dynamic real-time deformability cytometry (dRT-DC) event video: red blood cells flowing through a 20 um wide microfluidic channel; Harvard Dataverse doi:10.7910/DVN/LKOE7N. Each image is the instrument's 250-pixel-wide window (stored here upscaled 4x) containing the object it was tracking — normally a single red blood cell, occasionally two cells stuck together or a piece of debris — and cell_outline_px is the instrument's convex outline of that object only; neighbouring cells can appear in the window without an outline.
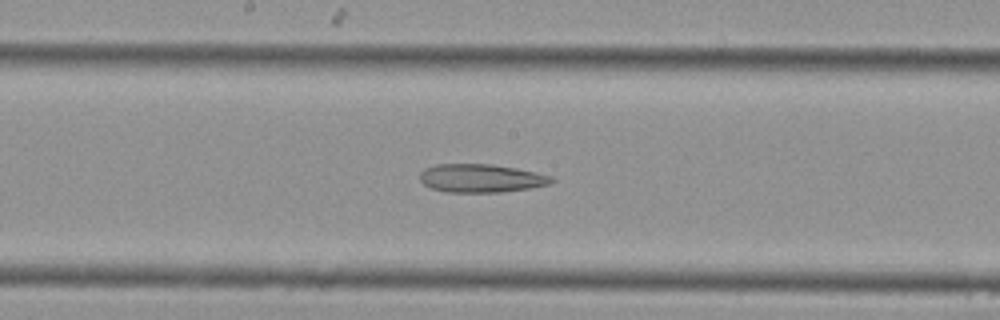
{"species": "Egyptian fruit bat (a non-hibernating species)", "species_latin": "Rousettus aegyptiacus", "temperature_condition": "cold", "stored_images_in_passage": 16, "camera_frame_rate_fps": 3000, "um_per_image_px": 0.085, "animal": {"sex": "female"}, "frame": {"image": 1, "passage_image": 12, "time_ms": 3.667, "image_size_px": [1000, 320], "cell_outline_px": [[556, 180], [552, 184], [532, 188], [500, 192], [448, 192], [432, 188], [424, 184], [420, 180], [420, 172], [424, 168], [436, 164], [492, 164], [516, 168], [536, 172], [552, 176]], "centroid_in_image_um": [40.93, 15.15], "position_along_channel_um": 207.3, "area_um2": 21.91}}
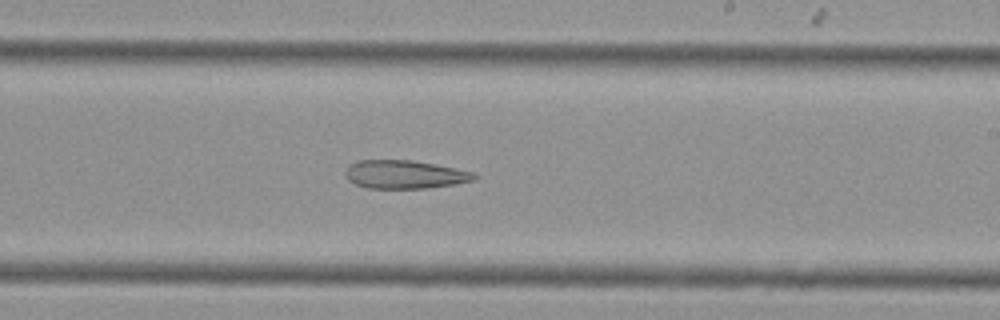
{"frame": {"image": 2, "passage_image": 14, "time_ms": 4.333, "image_size_px": [1000, 320], "cell_outline_px": [[480, 176], [472, 180], [456, 184], [428, 188], [368, 188], [356, 184], [348, 180], [344, 176], [344, 172], [348, 164], [356, 160], [412, 160], [456, 168], [476, 172]], "centroid_in_image_um": [34.39, 14.82], "position_along_channel_um": 254.6, "area_um2": 21.56}}